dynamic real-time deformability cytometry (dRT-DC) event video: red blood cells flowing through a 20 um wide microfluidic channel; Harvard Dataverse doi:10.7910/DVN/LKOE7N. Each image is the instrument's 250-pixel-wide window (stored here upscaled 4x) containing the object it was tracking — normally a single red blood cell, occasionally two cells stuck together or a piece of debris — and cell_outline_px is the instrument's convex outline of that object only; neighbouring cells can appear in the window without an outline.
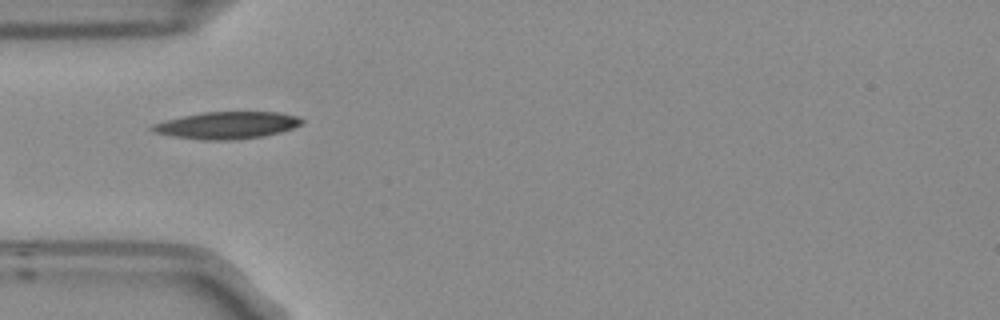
{"species": "Egyptian fruit bat (a non-hibernating species)", "species_latin": "Rousettus aegyptiacus", "temperature_condition": "room temperature", "stored_images_in_passage": 6, "camera_frame_rate_fps": 3000, "um_per_image_px": 0.085, "frame": {"image": 1, "passage_image": 4, "time_ms": 1.0, "image_size_px": [1000, 320], "cell_outline_px": [[304, 124], [280, 132], [264, 136], [228, 140], [204, 140], [176, 136], [152, 132], [148, 128], [152, 124], [164, 120], [200, 112], [280, 112], [296, 116], [304, 120]], "centroid_in_image_um": [19.28, 10.64], "position_along_channel_um": 65.7, "area_um2": 23.64}}
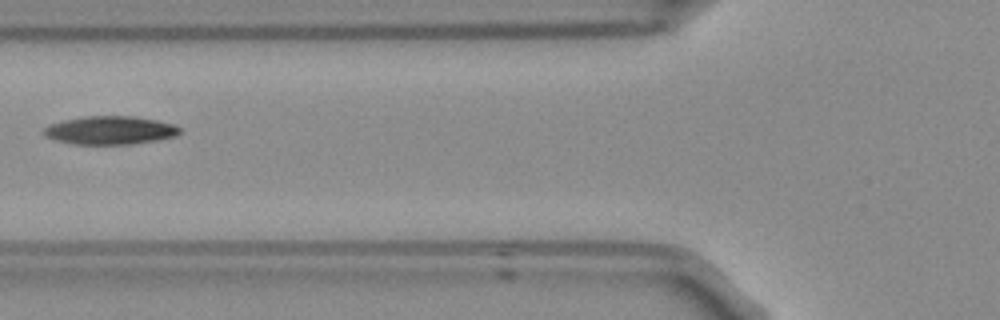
{"frame": {"image": 2, "passage_image": 5, "time_ms": 1.333, "image_size_px": [1000, 320], "cell_outline_px": [[180, 132], [176, 136], [156, 140], [128, 144], [76, 144], [56, 140], [44, 136], [40, 132], [48, 124], [64, 120], [84, 116], [136, 116], [176, 124], [180, 128]], "centroid_in_image_um": [9.33, 11.06], "position_along_channel_um": 116.5, "area_um2": 22.54}}